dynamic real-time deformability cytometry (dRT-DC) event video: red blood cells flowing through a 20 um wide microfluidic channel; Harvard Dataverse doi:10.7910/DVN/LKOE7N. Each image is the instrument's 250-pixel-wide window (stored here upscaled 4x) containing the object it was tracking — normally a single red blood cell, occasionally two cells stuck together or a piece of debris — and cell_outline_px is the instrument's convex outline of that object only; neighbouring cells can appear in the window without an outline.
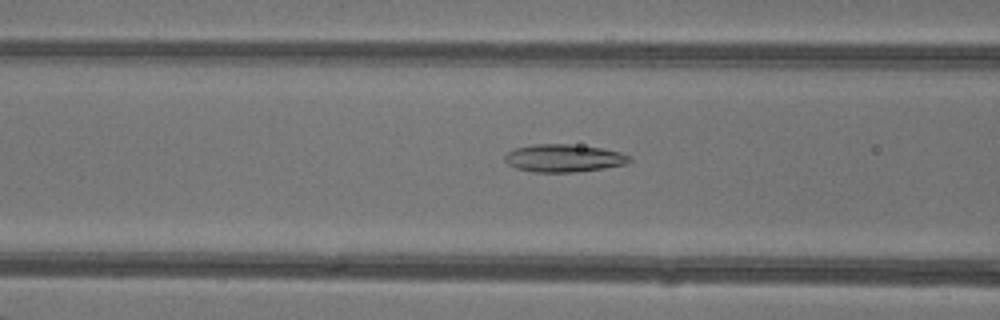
{"species": "common noctule bat (a hibernating species)", "species_latin": "Nyctalus noctula", "temperature_condition": "warm", "stored_images_in_passage": 48, "camera_frame_rate_fps": 3000, "um_per_image_px": 0.085, "animal": {"sex": "female"}, "frame": {"image": 1, "passage_image": 20, "time_ms": 6.333, "image_size_px": [1000, 320], "cell_outline_px": [[632, 160], [628, 164], [604, 168], [576, 172], [532, 172], [516, 168], [508, 164], [504, 160], [504, 156], [508, 152], [516, 148], [532, 144], [568, 144], [600, 148], [620, 152], [632, 156]], "centroid_in_image_um": [47.94, 13.45], "position_along_channel_um": 118.7, "area_um2": 20.23}}
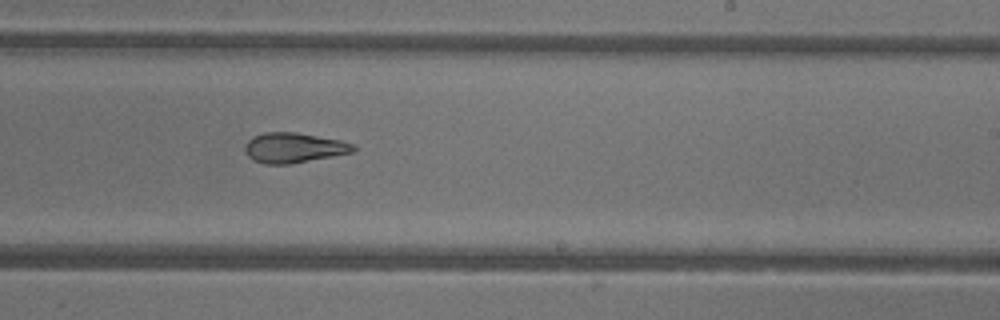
{"frame": {"image": 2, "passage_image": 30, "time_ms": 9.667, "image_size_px": [1000, 320], "cell_outline_px": [[356, 152], [292, 164], [264, 164], [248, 156], [244, 148], [248, 140], [252, 136], [264, 132], [296, 132], [340, 140], [356, 144]], "centroid_in_image_um": [25.02, 12.56], "position_along_channel_um": 264.0, "area_um2": 19.19}}
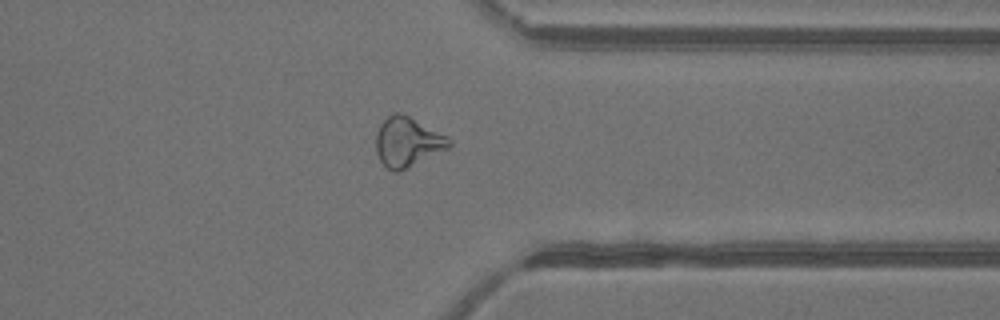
{"frame": {"image": 3, "passage_image": 38, "time_ms": 12.333, "image_size_px": [1000, 320], "cell_outline_px": [[452, 144], [448, 148], [400, 172], [392, 172], [380, 160], [376, 152], [376, 132], [380, 124], [392, 112], [400, 112], [448, 136], [452, 140]], "centroid_in_image_um": [34.63, 12.07], "position_along_channel_um": 376.8, "area_um2": 21.15}, "authors_computed_cell_mechanics": {"area_um2": 21.3282, "velocity_mm_per_s": 4.358, "shape_relaxation_time_tau1_ms": 8.0457, "shape_relaxation_time_tau2_ms": 2.1341, "deformation_change_tau1": 0.2363, "deformation_change_tau2": 0.1112}}